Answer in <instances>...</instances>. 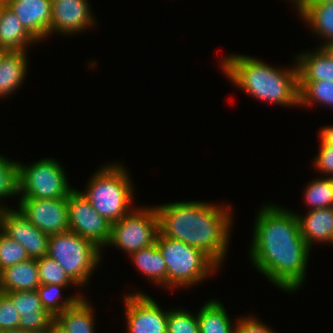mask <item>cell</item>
Masks as SVG:
<instances>
[{"instance_id":"cell-1","label":"cell","mask_w":333,"mask_h":333,"mask_svg":"<svg viewBox=\"0 0 333 333\" xmlns=\"http://www.w3.org/2000/svg\"><path fill=\"white\" fill-rule=\"evenodd\" d=\"M297 211L266 203L257 211L249 258L253 267L285 292L305 283L311 248L299 231Z\"/></svg>"},{"instance_id":"cell-2","label":"cell","mask_w":333,"mask_h":333,"mask_svg":"<svg viewBox=\"0 0 333 333\" xmlns=\"http://www.w3.org/2000/svg\"><path fill=\"white\" fill-rule=\"evenodd\" d=\"M230 206L199 200L157 204L159 232L202 250L220 267L231 239Z\"/></svg>"},{"instance_id":"cell-3","label":"cell","mask_w":333,"mask_h":333,"mask_svg":"<svg viewBox=\"0 0 333 333\" xmlns=\"http://www.w3.org/2000/svg\"><path fill=\"white\" fill-rule=\"evenodd\" d=\"M275 68L244 54H229L220 61V68L233 85L251 98L281 106H299L297 65ZM294 65V66H293Z\"/></svg>"},{"instance_id":"cell-4","label":"cell","mask_w":333,"mask_h":333,"mask_svg":"<svg viewBox=\"0 0 333 333\" xmlns=\"http://www.w3.org/2000/svg\"><path fill=\"white\" fill-rule=\"evenodd\" d=\"M124 164L107 163L91 176L85 191H79L91 206L111 224L134 208V185Z\"/></svg>"},{"instance_id":"cell-5","label":"cell","mask_w":333,"mask_h":333,"mask_svg":"<svg viewBox=\"0 0 333 333\" xmlns=\"http://www.w3.org/2000/svg\"><path fill=\"white\" fill-rule=\"evenodd\" d=\"M167 265V288L192 287L220 268L202 250L158 233L155 241Z\"/></svg>"},{"instance_id":"cell-6","label":"cell","mask_w":333,"mask_h":333,"mask_svg":"<svg viewBox=\"0 0 333 333\" xmlns=\"http://www.w3.org/2000/svg\"><path fill=\"white\" fill-rule=\"evenodd\" d=\"M101 253L92 241L71 231L50 235L48 240L47 255L56 260L79 287L89 284L95 269L99 268Z\"/></svg>"},{"instance_id":"cell-7","label":"cell","mask_w":333,"mask_h":333,"mask_svg":"<svg viewBox=\"0 0 333 333\" xmlns=\"http://www.w3.org/2000/svg\"><path fill=\"white\" fill-rule=\"evenodd\" d=\"M59 162L52 158L24 165L18 161L19 198H66L75 189L68 183V175Z\"/></svg>"},{"instance_id":"cell-8","label":"cell","mask_w":333,"mask_h":333,"mask_svg":"<svg viewBox=\"0 0 333 333\" xmlns=\"http://www.w3.org/2000/svg\"><path fill=\"white\" fill-rule=\"evenodd\" d=\"M119 221L111 224L110 239L106 245L115 246L128 256L155 244L159 233L158 213L153 207H135Z\"/></svg>"},{"instance_id":"cell-9","label":"cell","mask_w":333,"mask_h":333,"mask_svg":"<svg viewBox=\"0 0 333 333\" xmlns=\"http://www.w3.org/2000/svg\"><path fill=\"white\" fill-rule=\"evenodd\" d=\"M67 205L69 231L92 241L100 249L106 247L111 223L98 214L79 190L69 194Z\"/></svg>"},{"instance_id":"cell-10","label":"cell","mask_w":333,"mask_h":333,"mask_svg":"<svg viewBox=\"0 0 333 333\" xmlns=\"http://www.w3.org/2000/svg\"><path fill=\"white\" fill-rule=\"evenodd\" d=\"M124 297L127 333H167L168 310L142 291Z\"/></svg>"},{"instance_id":"cell-11","label":"cell","mask_w":333,"mask_h":333,"mask_svg":"<svg viewBox=\"0 0 333 333\" xmlns=\"http://www.w3.org/2000/svg\"><path fill=\"white\" fill-rule=\"evenodd\" d=\"M68 197L59 199L20 198L18 209L39 230L49 235L69 231Z\"/></svg>"},{"instance_id":"cell-12","label":"cell","mask_w":333,"mask_h":333,"mask_svg":"<svg viewBox=\"0 0 333 333\" xmlns=\"http://www.w3.org/2000/svg\"><path fill=\"white\" fill-rule=\"evenodd\" d=\"M2 232L19 243L29 258L38 259L47 255L50 235L34 226L19 209L6 208L2 219Z\"/></svg>"},{"instance_id":"cell-13","label":"cell","mask_w":333,"mask_h":333,"mask_svg":"<svg viewBox=\"0 0 333 333\" xmlns=\"http://www.w3.org/2000/svg\"><path fill=\"white\" fill-rule=\"evenodd\" d=\"M87 0H52L51 34L72 36L95 26L94 14ZM92 11V12H91Z\"/></svg>"},{"instance_id":"cell-14","label":"cell","mask_w":333,"mask_h":333,"mask_svg":"<svg viewBox=\"0 0 333 333\" xmlns=\"http://www.w3.org/2000/svg\"><path fill=\"white\" fill-rule=\"evenodd\" d=\"M25 30L41 42L51 35L52 0H4Z\"/></svg>"},{"instance_id":"cell-15","label":"cell","mask_w":333,"mask_h":333,"mask_svg":"<svg viewBox=\"0 0 333 333\" xmlns=\"http://www.w3.org/2000/svg\"><path fill=\"white\" fill-rule=\"evenodd\" d=\"M20 315L18 328L33 333H45L55 319L43 307L37 290L6 293Z\"/></svg>"},{"instance_id":"cell-16","label":"cell","mask_w":333,"mask_h":333,"mask_svg":"<svg viewBox=\"0 0 333 333\" xmlns=\"http://www.w3.org/2000/svg\"><path fill=\"white\" fill-rule=\"evenodd\" d=\"M295 215L300 234L311 249L318 242L333 244V207L308 210L304 215L297 212Z\"/></svg>"},{"instance_id":"cell-17","label":"cell","mask_w":333,"mask_h":333,"mask_svg":"<svg viewBox=\"0 0 333 333\" xmlns=\"http://www.w3.org/2000/svg\"><path fill=\"white\" fill-rule=\"evenodd\" d=\"M27 51L0 52V97L6 98L22 86L28 71Z\"/></svg>"},{"instance_id":"cell-18","label":"cell","mask_w":333,"mask_h":333,"mask_svg":"<svg viewBox=\"0 0 333 333\" xmlns=\"http://www.w3.org/2000/svg\"><path fill=\"white\" fill-rule=\"evenodd\" d=\"M36 43L18 17L0 1V51H23Z\"/></svg>"},{"instance_id":"cell-19","label":"cell","mask_w":333,"mask_h":333,"mask_svg":"<svg viewBox=\"0 0 333 333\" xmlns=\"http://www.w3.org/2000/svg\"><path fill=\"white\" fill-rule=\"evenodd\" d=\"M312 50L296 56L298 81L333 82V58L323 47Z\"/></svg>"},{"instance_id":"cell-20","label":"cell","mask_w":333,"mask_h":333,"mask_svg":"<svg viewBox=\"0 0 333 333\" xmlns=\"http://www.w3.org/2000/svg\"><path fill=\"white\" fill-rule=\"evenodd\" d=\"M36 259H28L0 271V292L37 290L40 286Z\"/></svg>"},{"instance_id":"cell-21","label":"cell","mask_w":333,"mask_h":333,"mask_svg":"<svg viewBox=\"0 0 333 333\" xmlns=\"http://www.w3.org/2000/svg\"><path fill=\"white\" fill-rule=\"evenodd\" d=\"M297 13L317 37L325 39L320 47L333 42V2H305Z\"/></svg>"},{"instance_id":"cell-22","label":"cell","mask_w":333,"mask_h":333,"mask_svg":"<svg viewBox=\"0 0 333 333\" xmlns=\"http://www.w3.org/2000/svg\"><path fill=\"white\" fill-rule=\"evenodd\" d=\"M129 257L145 278L167 288V265L156 243L132 253Z\"/></svg>"},{"instance_id":"cell-23","label":"cell","mask_w":333,"mask_h":333,"mask_svg":"<svg viewBox=\"0 0 333 333\" xmlns=\"http://www.w3.org/2000/svg\"><path fill=\"white\" fill-rule=\"evenodd\" d=\"M92 304L83 297L61 312L55 320L68 333H96Z\"/></svg>"},{"instance_id":"cell-24","label":"cell","mask_w":333,"mask_h":333,"mask_svg":"<svg viewBox=\"0 0 333 333\" xmlns=\"http://www.w3.org/2000/svg\"><path fill=\"white\" fill-rule=\"evenodd\" d=\"M199 333H235L224 305L217 299L208 300L197 312ZM234 324V325H233Z\"/></svg>"},{"instance_id":"cell-25","label":"cell","mask_w":333,"mask_h":333,"mask_svg":"<svg viewBox=\"0 0 333 333\" xmlns=\"http://www.w3.org/2000/svg\"><path fill=\"white\" fill-rule=\"evenodd\" d=\"M299 106L310 107L316 103L333 108L332 81H299Z\"/></svg>"},{"instance_id":"cell-26","label":"cell","mask_w":333,"mask_h":333,"mask_svg":"<svg viewBox=\"0 0 333 333\" xmlns=\"http://www.w3.org/2000/svg\"><path fill=\"white\" fill-rule=\"evenodd\" d=\"M65 286L45 284L37 288L42 307L54 318H56L65 309L71 307L77 300L83 298L81 294H72L69 297L61 299V291Z\"/></svg>"},{"instance_id":"cell-27","label":"cell","mask_w":333,"mask_h":333,"mask_svg":"<svg viewBox=\"0 0 333 333\" xmlns=\"http://www.w3.org/2000/svg\"><path fill=\"white\" fill-rule=\"evenodd\" d=\"M320 177L309 182L304 189V200L310 207L308 210L333 207V178Z\"/></svg>"},{"instance_id":"cell-28","label":"cell","mask_w":333,"mask_h":333,"mask_svg":"<svg viewBox=\"0 0 333 333\" xmlns=\"http://www.w3.org/2000/svg\"><path fill=\"white\" fill-rule=\"evenodd\" d=\"M40 284H54L67 287H79L57 263L56 260L45 255L36 259Z\"/></svg>"},{"instance_id":"cell-29","label":"cell","mask_w":333,"mask_h":333,"mask_svg":"<svg viewBox=\"0 0 333 333\" xmlns=\"http://www.w3.org/2000/svg\"><path fill=\"white\" fill-rule=\"evenodd\" d=\"M10 196H19L18 161L0 155V205L8 208L1 202Z\"/></svg>"},{"instance_id":"cell-30","label":"cell","mask_w":333,"mask_h":333,"mask_svg":"<svg viewBox=\"0 0 333 333\" xmlns=\"http://www.w3.org/2000/svg\"><path fill=\"white\" fill-rule=\"evenodd\" d=\"M185 310L182 307L168 309L167 333H199L197 313Z\"/></svg>"},{"instance_id":"cell-31","label":"cell","mask_w":333,"mask_h":333,"mask_svg":"<svg viewBox=\"0 0 333 333\" xmlns=\"http://www.w3.org/2000/svg\"><path fill=\"white\" fill-rule=\"evenodd\" d=\"M30 259L26 250L15 240L0 232V271Z\"/></svg>"},{"instance_id":"cell-32","label":"cell","mask_w":333,"mask_h":333,"mask_svg":"<svg viewBox=\"0 0 333 333\" xmlns=\"http://www.w3.org/2000/svg\"><path fill=\"white\" fill-rule=\"evenodd\" d=\"M20 315L12 299L0 292V331L17 329Z\"/></svg>"},{"instance_id":"cell-33","label":"cell","mask_w":333,"mask_h":333,"mask_svg":"<svg viewBox=\"0 0 333 333\" xmlns=\"http://www.w3.org/2000/svg\"><path fill=\"white\" fill-rule=\"evenodd\" d=\"M320 141L319 152L313 161L316 167L314 169L325 174L326 177L333 178V146L325 144L321 139Z\"/></svg>"},{"instance_id":"cell-34","label":"cell","mask_w":333,"mask_h":333,"mask_svg":"<svg viewBox=\"0 0 333 333\" xmlns=\"http://www.w3.org/2000/svg\"><path fill=\"white\" fill-rule=\"evenodd\" d=\"M235 333H276L271 327L264 324L256 316L250 314L236 319Z\"/></svg>"},{"instance_id":"cell-35","label":"cell","mask_w":333,"mask_h":333,"mask_svg":"<svg viewBox=\"0 0 333 333\" xmlns=\"http://www.w3.org/2000/svg\"><path fill=\"white\" fill-rule=\"evenodd\" d=\"M319 138L328 145L333 146V124L330 126H324L319 131Z\"/></svg>"},{"instance_id":"cell-36","label":"cell","mask_w":333,"mask_h":333,"mask_svg":"<svg viewBox=\"0 0 333 333\" xmlns=\"http://www.w3.org/2000/svg\"><path fill=\"white\" fill-rule=\"evenodd\" d=\"M45 333H68L55 319L49 324Z\"/></svg>"},{"instance_id":"cell-37","label":"cell","mask_w":333,"mask_h":333,"mask_svg":"<svg viewBox=\"0 0 333 333\" xmlns=\"http://www.w3.org/2000/svg\"><path fill=\"white\" fill-rule=\"evenodd\" d=\"M290 1L291 3L294 4V8H296L295 11H298L305 3L306 0H288Z\"/></svg>"},{"instance_id":"cell-38","label":"cell","mask_w":333,"mask_h":333,"mask_svg":"<svg viewBox=\"0 0 333 333\" xmlns=\"http://www.w3.org/2000/svg\"><path fill=\"white\" fill-rule=\"evenodd\" d=\"M0 333H33V332L17 328V329L0 331Z\"/></svg>"},{"instance_id":"cell-39","label":"cell","mask_w":333,"mask_h":333,"mask_svg":"<svg viewBox=\"0 0 333 333\" xmlns=\"http://www.w3.org/2000/svg\"><path fill=\"white\" fill-rule=\"evenodd\" d=\"M323 48L328 52V54L333 58V42L323 45Z\"/></svg>"},{"instance_id":"cell-40","label":"cell","mask_w":333,"mask_h":333,"mask_svg":"<svg viewBox=\"0 0 333 333\" xmlns=\"http://www.w3.org/2000/svg\"><path fill=\"white\" fill-rule=\"evenodd\" d=\"M6 208L0 205V232L2 231V219Z\"/></svg>"},{"instance_id":"cell-41","label":"cell","mask_w":333,"mask_h":333,"mask_svg":"<svg viewBox=\"0 0 333 333\" xmlns=\"http://www.w3.org/2000/svg\"><path fill=\"white\" fill-rule=\"evenodd\" d=\"M305 2H333V0H306Z\"/></svg>"}]
</instances>
